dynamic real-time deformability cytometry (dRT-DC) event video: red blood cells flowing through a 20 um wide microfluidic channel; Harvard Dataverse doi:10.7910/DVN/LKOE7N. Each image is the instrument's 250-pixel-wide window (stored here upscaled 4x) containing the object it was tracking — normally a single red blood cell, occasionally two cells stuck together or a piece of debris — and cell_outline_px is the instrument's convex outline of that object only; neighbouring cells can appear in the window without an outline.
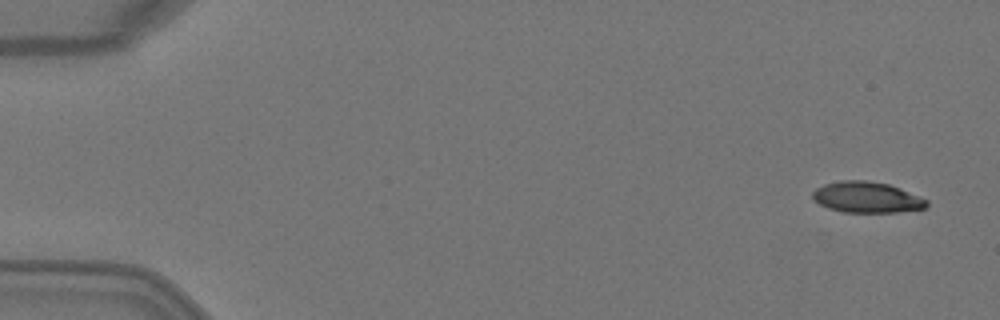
{"species": "Egyptian fruit bat (a non-hibernating species)", "species_latin": "Rousettus aegyptiacus", "temperature_condition": "warm", "stored_images_in_passage": 4, "camera_frame_rate_fps": 3000, "um_per_image_px": 0.085, "animal": {"sex": "female"}, "frame": {"image": 1, "passage_image": 1, "time_ms": 0.0, "image_size_px": [1000, 320], "cell_outline_px": [[928, 204], [924, 208], [896, 212], [844, 212], [828, 208], [820, 204], [812, 196], [812, 192], [816, 188], [824, 184], [840, 180], [864, 180], [888, 184], [900, 188], [928, 200]], "centroid_in_image_um": [73.66, 16.76], "position_along_channel_um": 11.3, "area_um2": 20.4}}
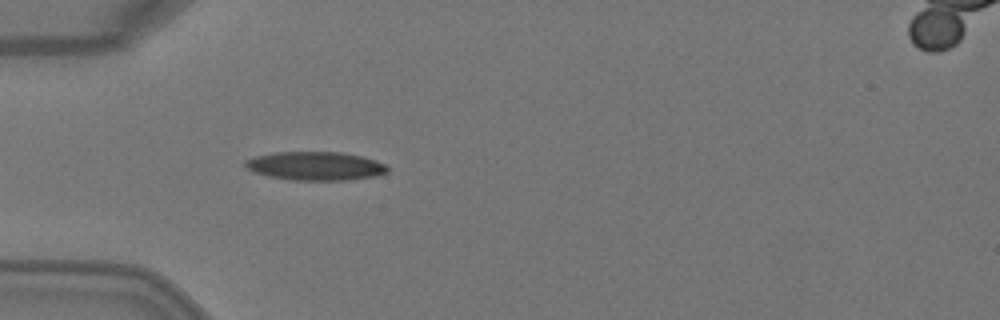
{"frame": {"image": 2, "passage_image": 4, "time_ms": 1.0, "image_size_px": [1000, 320], "cell_outline_px": [[388, 172], [376, 176], [344, 180], [292, 180], [268, 176], [252, 172], [244, 168], [244, 160], [256, 156], [276, 152], [344, 152], [376, 160], [384, 164], [388, 168]], "centroid_in_image_um": [26.77, 14.11], "position_along_channel_um": 58.2, "area_um2": 23.81}}